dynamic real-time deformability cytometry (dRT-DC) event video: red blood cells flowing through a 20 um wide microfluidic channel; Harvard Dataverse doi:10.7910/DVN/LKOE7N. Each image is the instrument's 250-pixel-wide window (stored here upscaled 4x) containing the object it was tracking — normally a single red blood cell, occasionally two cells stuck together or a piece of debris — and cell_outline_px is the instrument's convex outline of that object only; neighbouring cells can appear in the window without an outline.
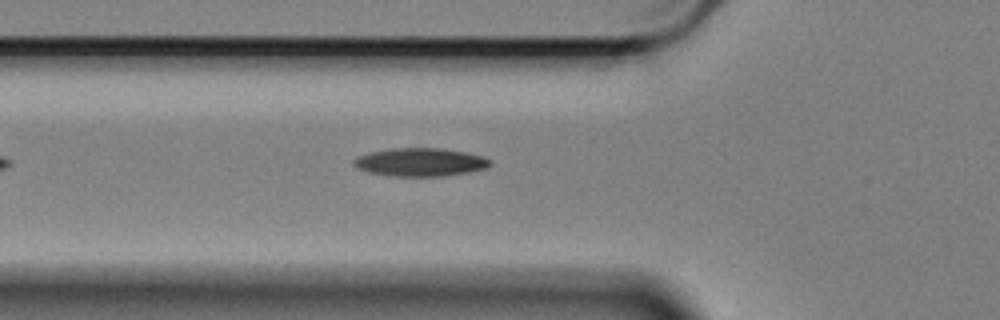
{"species": "Egyptian fruit bat (a non-hibernating species)", "species_latin": "Rousettus aegyptiacus", "temperature_condition": "cold", "stored_images_in_passage": 20, "camera_frame_rate_fps": 3000, "um_per_image_px": 0.085, "animal": {"sex": "female"}, "frame": {"image": 1, "passage_image": 4, "time_ms": 1.0, "image_size_px": [1000, 320], "cell_outline_px": [[492, 164], [488, 168], [468, 172], [440, 176], [392, 176], [368, 172], [356, 168], [352, 164], [352, 160], [360, 156], [372, 152], [392, 148], [440, 148], [464, 152], [484, 156], [492, 160]], "centroid_in_image_um": [35.75, 13.78], "position_along_channel_um": 90.1, "area_um2": 22.43}}
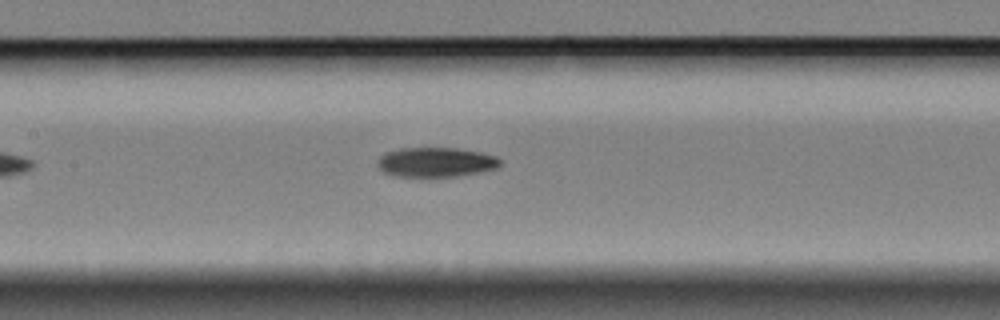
{"frame": {"image": 2, "passage_image": 11, "time_ms": 3.333, "image_size_px": [1000, 320], "cell_outline_px": [[500, 164], [496, 168], [456, 176], [396, 176], [384, 172], [376, 164], [380, 156], [388, 152], [400, 148], [456, 148], [480, 152], [496, 156], [500, 160]], "centroid_in_image_um": [37.03, 13.77], "position_along_channel_um": 170.4, "area_um2": 20.81}}
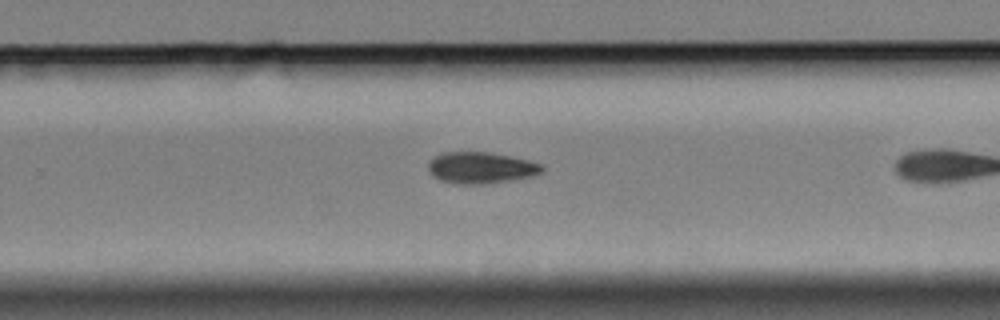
{"frame": {"image": 3, "passage_image": 18, "time_ms": 5.667, "image_size_px": [1000, 320], "cell_outline_px": [[544, 172], [532, 176], [512, 180], [488, 184], [456, 184], [440, 180], [432, 176], [428, 168], [428, 164], [436, 156], [444, 152], [488, 152], [528, 160], [540, 164], [544, 168]], "centroid_in_image_um": [40.88, 14.27], "position_along_channel_um": 288.9, "area_um2": 20.81}}